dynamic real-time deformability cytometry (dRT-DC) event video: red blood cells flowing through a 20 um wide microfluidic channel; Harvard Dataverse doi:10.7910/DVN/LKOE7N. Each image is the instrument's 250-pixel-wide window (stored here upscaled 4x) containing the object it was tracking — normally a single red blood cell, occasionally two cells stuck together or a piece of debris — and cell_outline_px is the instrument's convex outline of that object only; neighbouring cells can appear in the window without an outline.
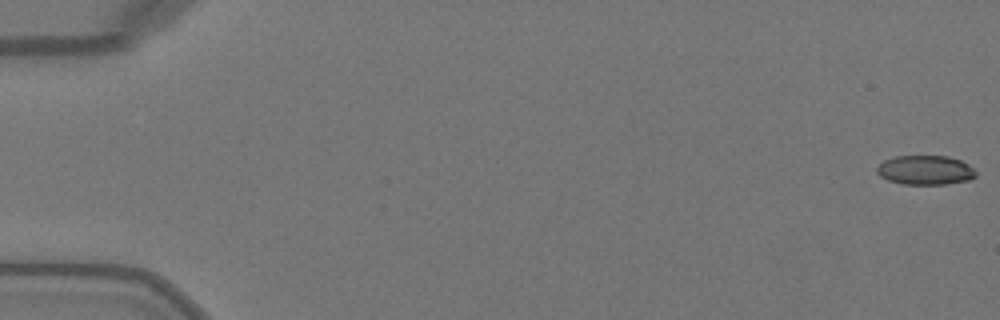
{"species": "Egyptian fruit bat (a non-hibernating species)", "species_latin": "Rousettus aegyptiacus", "temperature_condition": "warm", "stored_images_in_passage": 12, "camera_frame_rate_fps": 3000, "um_per_image_px": 0.085, "animal": {"sex": "female"}, "frame": {"image": 1, "passage_image": 1, "time_ms": 0.0, "image_size_px": [1000, 320], "cell_outline_px": [[976, 176], [968, 180], [944, 184], [904, 184], [888, 180], [880, 176], [876, 172], [876, 168], [884, 160], [896, 156], [948, 156], [960, 160], [968, 164], [976, 172]], "centroid_in_image_um": [78.64, 14.45], "position_along_channel_um": 6.4, "area_um2": 16.82}}